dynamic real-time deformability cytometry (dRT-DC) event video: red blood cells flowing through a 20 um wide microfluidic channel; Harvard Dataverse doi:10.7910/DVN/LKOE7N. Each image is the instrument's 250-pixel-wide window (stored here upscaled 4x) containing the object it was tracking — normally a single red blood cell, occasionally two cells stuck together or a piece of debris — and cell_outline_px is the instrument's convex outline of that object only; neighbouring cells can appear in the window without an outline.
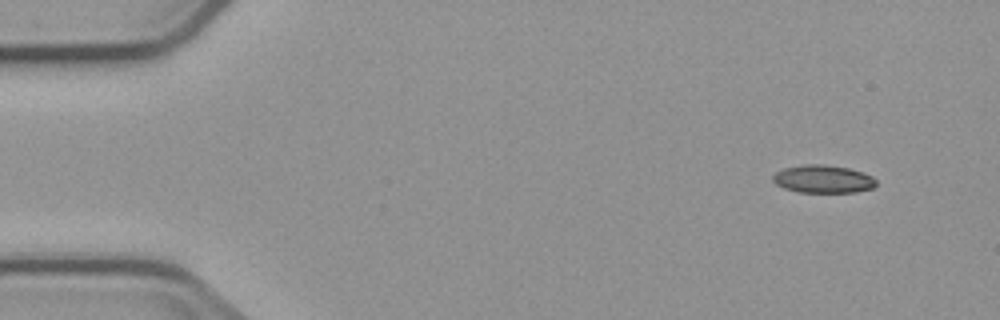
{"species": "common noctule bat (a hibernating species)", "species_latin": "Nyctalus noctula", "temperature_condition": "cold", "stored_images_in_passage": 5, "camera_frame_rate_fps": 3000, "um_per_image_px": 0.085, "animal": {"sex": "male", "body_mass_g": 23.1, "forearm_length_mm": 52.7}, "frame": {"image": 1, "passage_image": 1, "time_ms": 0.0, "image_size_px": [1000, 320], "cell_outline_px": [[876, 184], [872, 188], [856, 192], [800, 192], [784, 188], [776, 184], [772, 180], [772, 176], [776, 172], [784, 168], [804, 164], [824, 164], [848, 168], [872, 176], [876, 180]], "centroid_in_image_um": [69.94, 15.21], "position_along_channel_um": 15.1, "area_um2": 16.7}}
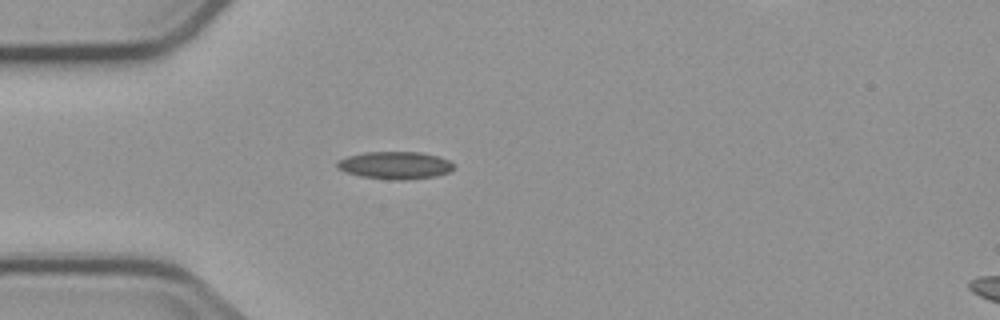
{"frame": {"image": 2, "passage_image": 4, "time_ms": 3.667, "image_size_px": [1000, 320], "cell_outline_px": [[456, 168], [448, 172], [436, 176], [404, 180], [392, 180], [360, 176], [336, 168], [336, 160], [348, 156], [364, 152], [420, 152], [440, 156], [456, 164]], "centroid_in_image_um": [33.61, 14.04], "position_along_channel_um": 51.4, "area_um2": 18.9}}